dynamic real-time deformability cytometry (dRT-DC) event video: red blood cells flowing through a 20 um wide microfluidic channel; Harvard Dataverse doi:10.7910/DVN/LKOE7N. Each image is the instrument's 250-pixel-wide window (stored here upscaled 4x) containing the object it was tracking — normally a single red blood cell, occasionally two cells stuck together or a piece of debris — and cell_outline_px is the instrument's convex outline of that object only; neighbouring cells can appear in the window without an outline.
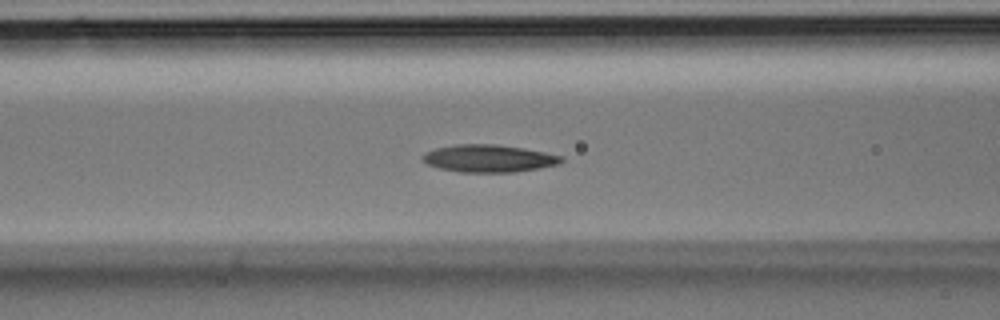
{"species": "Egyptian fruit bat (a non-hibernating species)", "species_latin": "Rousettus aegyptiacus", "temperature_condition": "room temperature", "stored_images_in_passage": 33, "camera_frame_rate_fps": 3000, "um_per_image_px": 0.085, "animal": {"sex": "male"}, "frame": {"image": 1, "passage_image": 11, "time_ms": 3.333, "image_size_px": [1000, 320], "cell_outline_px": [[564, 160], [560, 164], [512, 172], [460, 172], [440, 168], [428, 164], [420, 156], [424, 152], [436, 148], [456, 144], [496, 144], [524, 148], [564, 156]], "centroid_in_image_um": [41.55, 13.45], "position_along_channel_um": 125.1, "area_um2": 22.14}}
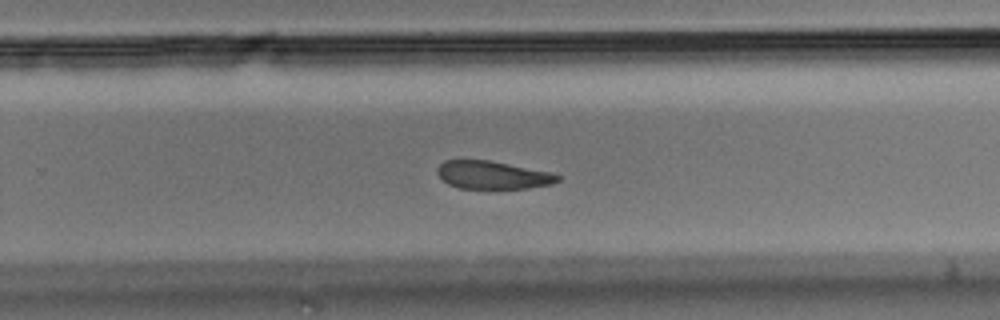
{"frame": {"image": 2, "passage_image": 20, "time_ms": 6.333, "image_size_px": [1000, 320], "cell_outline_px": [[560, 180], [552, 184], [528, 188], [460, 188], [448, 184], [436, 172], [436, 168], [444, 160], [492, 160], [552, 172], [560, 176]], "centroid_in_image_um": [41.9, 14.86], "position_along_channel_um": 287.9, "area_um2": 19.71}}
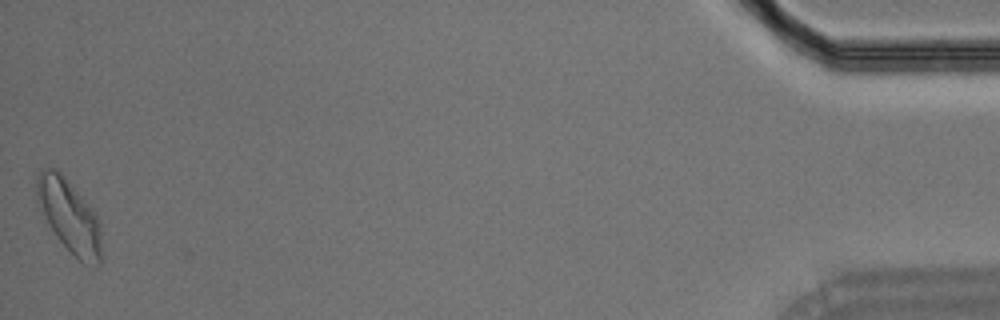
{"frame": {"image": 3, "passage_image": 33, "time_ms": 10.667, "image_size_px": [1000, 320], "cell_outline_px": [[100, 264], [96, 264], [80, 260], [56, 236], [36, 200], [36, 176], [44, 168], [56, 168], [64, 176], [96, 216], [100, 224]], "centroid_in_image_um": [5.84, 18.3], "position_along_channel_um": 429.4, "area_um2": 26.3}}